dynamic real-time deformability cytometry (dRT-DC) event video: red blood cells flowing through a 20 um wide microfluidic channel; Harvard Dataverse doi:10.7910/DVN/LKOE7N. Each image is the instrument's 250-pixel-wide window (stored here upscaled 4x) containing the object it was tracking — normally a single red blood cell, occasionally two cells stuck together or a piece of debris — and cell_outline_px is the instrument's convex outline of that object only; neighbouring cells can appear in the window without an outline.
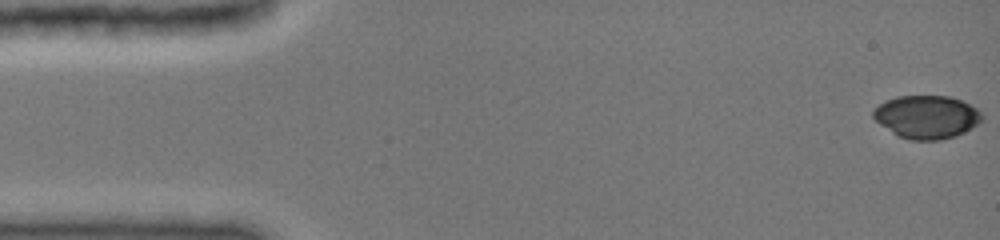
{"species": "common noctule bat (a hibernating species)", "species_latin": "Nyctalus noctula", "temperature_condition": "cold", "stored_images_in_passage": 9, "camera_frame_rate_fps": 3000, "um_per_image_px": 0.085, "animal": {"sex": "female", "body_mass_g": 19.0, "forearm_length_mm": 51.5}, "frame": {"image": 1, "passage_image": 1, "time_ms": 0.0, "image_size_px": [1000, 240], "cell_outline_px": [[984, 116], [972, 128], [956, 136], [940, 140], [908, 140], [892, 132], [880, 124], [872, 116], [872, 112], [880, 104], [896, 96], [948, 96], [960, 100], [976, 108]], "centroid_in_image_um": [78.77, 9.94], "position_along_channel_um": 6.2, "area_um2": 27.05}}